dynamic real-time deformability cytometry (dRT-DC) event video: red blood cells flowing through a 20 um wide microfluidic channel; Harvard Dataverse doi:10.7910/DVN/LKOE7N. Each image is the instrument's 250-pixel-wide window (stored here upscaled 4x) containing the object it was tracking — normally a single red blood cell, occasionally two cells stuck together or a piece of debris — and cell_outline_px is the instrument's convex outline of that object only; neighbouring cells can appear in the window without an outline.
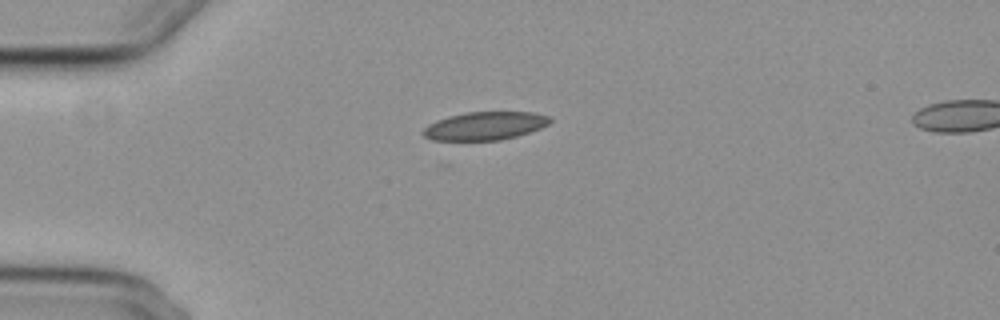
{"species": "common noctule bat (a hibernating species)", "species_latin": "Nyctalus noctula", "temperature_condition": "cold", "stored_images_in_passage": 2, "camera_frame_rate_fps": 3000, "um_per_image_px": 0.085, "animal": {"sex": "female", "body_mass_g": 29.2, "forearm_length_mm": 56.3}, "frame": {"image": 1, "passage_image": 1, "time_ms": 0.0, "image_size_px": [1000, 320], "cell_outline_px": [[552, 120], [548, 124], [540, 128], [516, 136], [500, 140], [432, 140], [424, 136], [420, 132], [428, 124], [436, 120], [448, 116], [464, 112], [532, 112], [552, 116]], "centroid_in_image_um": [41.2, 10.69], "position_along_channel_um": 43.8, "area_um2": 20.92}}